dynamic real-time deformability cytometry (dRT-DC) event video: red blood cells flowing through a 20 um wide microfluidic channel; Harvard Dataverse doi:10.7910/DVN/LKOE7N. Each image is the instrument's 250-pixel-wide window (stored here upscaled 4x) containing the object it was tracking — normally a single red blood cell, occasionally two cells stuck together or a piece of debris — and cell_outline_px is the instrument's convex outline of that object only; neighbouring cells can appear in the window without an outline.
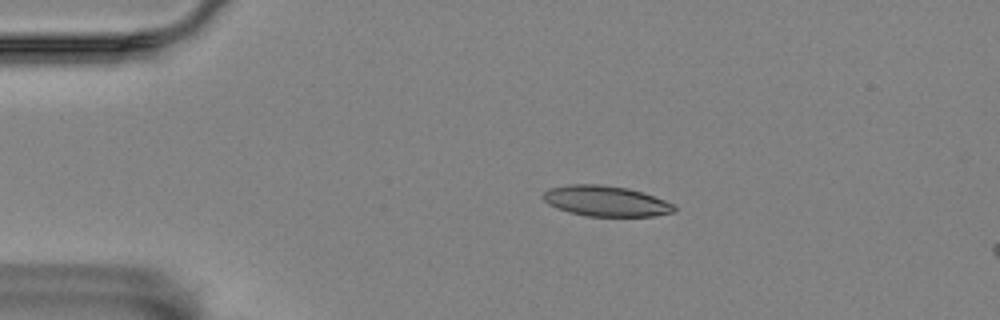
{"species": "Egyptian fruit bat (a non-hibernating species)", "species_latin": "Rousettus aegyptiacus", "temperature_condition": "room temperature", "stored_images_in_passage": 2, "camera_frame_rate_fps": 3000, "um_per_image_px": 0.085, "animal": {"sex": "female"}, "frame": {"image": 1, "passage_image": 1, "time_ms": 0.0, "image_size_px": [1000, 320], "cell_outline_px": [[676, 208], [672, 212], [652, 216], [588, 216], [556, 208], [548, 204], [540, 196], [548, 188], [568, 184], [600, 184], [628, 188], [676, 204]], "centroid_in_image_um": [51.45, 17.08], "position_along_channel_um": 33.5, "area_um2": 23.24}}